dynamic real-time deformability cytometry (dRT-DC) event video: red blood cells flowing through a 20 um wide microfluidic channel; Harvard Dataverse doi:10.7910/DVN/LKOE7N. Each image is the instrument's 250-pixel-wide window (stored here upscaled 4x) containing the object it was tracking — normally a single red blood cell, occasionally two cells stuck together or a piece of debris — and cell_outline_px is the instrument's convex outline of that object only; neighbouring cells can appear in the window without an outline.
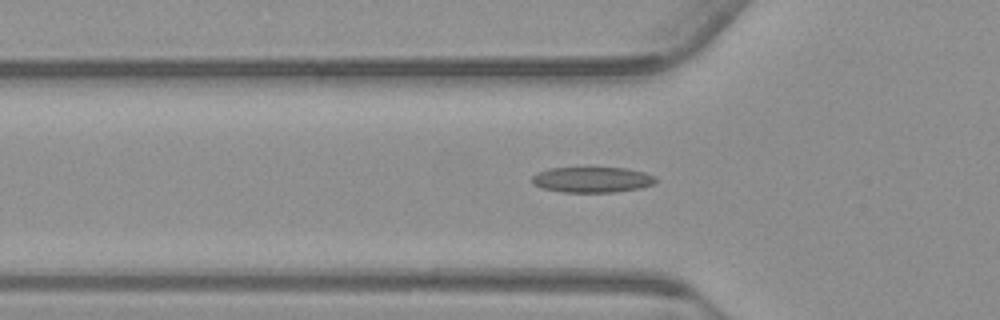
{"species": "common noctule bat (a hibernating species)", "species_latin": "Nyctalus noctula", "temperature_condition": "warm", "stored_images_in_passage": 40, "camera_frame_rate_fps": 3000, "um_per_image_px": 0.085, "animal": {"sex": "male", "body_mass_g": 23.1, "forearm_length_mm": 52.7}, "frame": {"image": 1, "passage_image": 9, "time_ms": 2.667, "image_size_px": [1000, 320], "cell_outline_px": [[656, 184], [640, 188], [616, 192], [560, 192], [540, 188], [532, 184], [532, 176], [548, 168], [624, 168], [644, 172], [656, 176]], "centroid_in_image_um": [50.34, 15.28], "position_along_channel_um": 75.5, "area_um2": 18.55}}
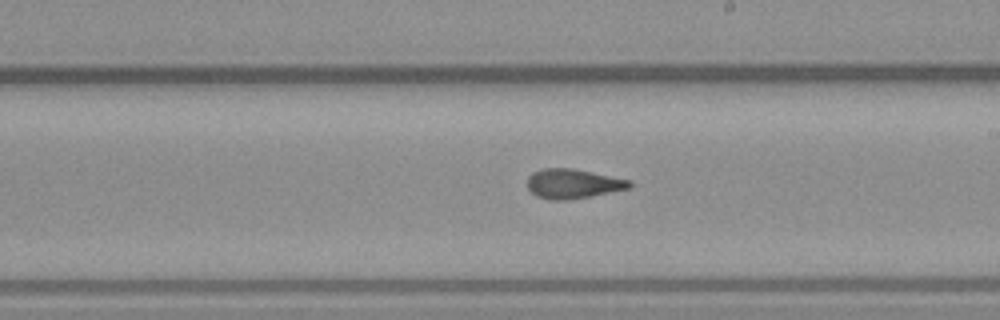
{"frame": {"image": 2, "passage_image": 22, "time_ms": 7.0, "image_size_px": [1000, 320], "cell_outline_px": [[632, 188], [592, 196], [568, 200], [548, 200], [536, 196], [528, 188], [528, 176], [532, 172], [544, 168], [572, 168], [632, 180]], "centroid_in_image_um": [48.72, 15.62], "position_along_channel_um": 240.3, "area_um2": 17.8}}
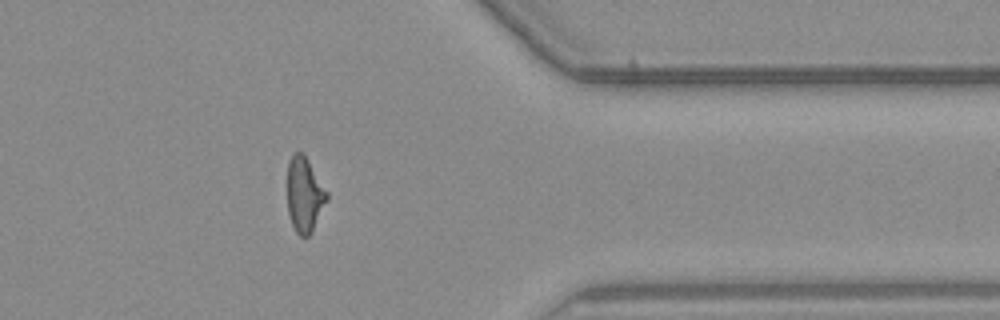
{"frame": {"image": 3, "passage_image": 35, "time_ms": 11.333, "image_size_px": [1000, 320], "cell_outline_px": [[328, 200], [312, 232], [308, 236], [300, 236], [296, 232], [292, 224], [288, 212], [288, 160], [296, 152], [304, 152], [328, 192]], "centroid_in_image_um": [25.9, 16.53], "position_along_channel_um": 385.5, "area_um2": 17.4}, "authors_computed_cell_mechanics": {"area_um2": 17.6868, "velocity_mm_per_s": 3.7769, "shape_relaxation_time_tau1_ms": null, "shape_relaxation_time_tau2_ms": 1.996, "deformation_change_tau1": null, "deformation_change_tau2": 0.1006}}